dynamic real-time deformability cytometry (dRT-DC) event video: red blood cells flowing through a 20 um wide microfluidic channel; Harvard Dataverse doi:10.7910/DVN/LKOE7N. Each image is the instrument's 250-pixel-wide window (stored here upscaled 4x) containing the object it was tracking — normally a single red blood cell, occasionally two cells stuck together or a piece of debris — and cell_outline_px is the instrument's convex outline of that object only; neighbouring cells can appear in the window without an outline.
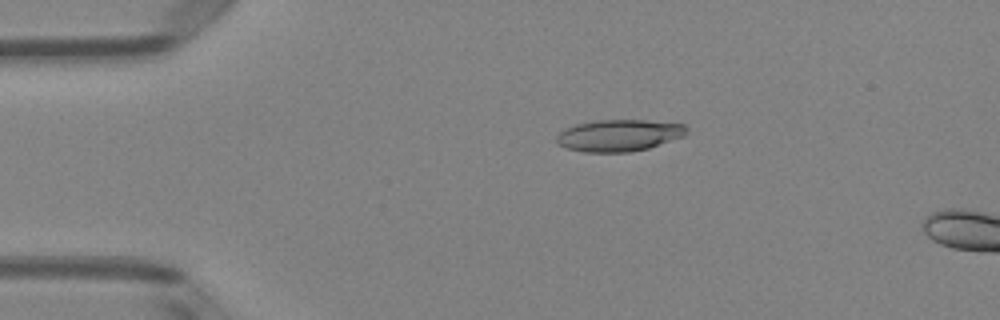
{"species": "Egyptian fruit bat (a non-hibernating species)", "species_latin": "Rousettus aegyptiacus", "temperature_condition": "room temperature", "stored_images_in_passage": 16, "camera_frame_rate_fps": 3000, "um_per_image_px": 0.085, "animal": {"sex": "female"}, "frame": {"image": 1, "passage_image": 10, "time_ms": 3.0, "image_size_px": [1000, 320], "cell_outline_px": [[688, 132], [684, 136], [648, 148], [628, 152], [584, 152], [568, 148], [556, 144], [556, 136], [560, 132], [576, 124], [596, 120], [644, 120], [684, 124], [688, 128]], "centroid_in_image_um": [52.62, 11.5], "position_along_channel_um": 32.4, "area_um2": 23.99}}